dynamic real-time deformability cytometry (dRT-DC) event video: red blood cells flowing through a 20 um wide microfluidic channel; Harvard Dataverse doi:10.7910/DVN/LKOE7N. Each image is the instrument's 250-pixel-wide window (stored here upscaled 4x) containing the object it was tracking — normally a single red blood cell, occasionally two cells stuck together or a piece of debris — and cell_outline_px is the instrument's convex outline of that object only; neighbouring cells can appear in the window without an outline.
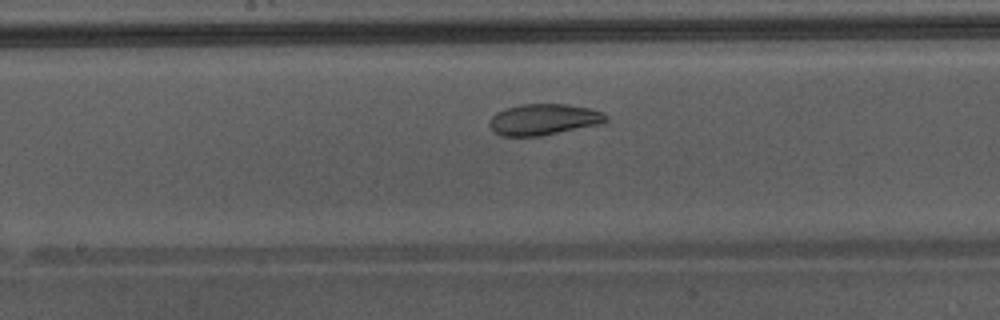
{"species": "Egyptian fruit bat (a non-hibernating species)", "species_latin": "Rousettus aegyptiacus", "temperature_condition": "warm", "stored_images_in_passage": 15, "camera_frame_rate_fps": 3000, "um_per_image_px": 0.085, "animal": {"sex": "male"}, "frame": {"image": 1, "passage_image": 11, "time_ms": 3.333, "image_size_px": [1000, 320], "cell_outline_px": [[608, 120], [604, 124], [540, 136], [500, 136], [488, 124], [488, 120], [496, 112], [504, 108], [524, 104], [568, 104], [588, 108], [600, 112], [608, 116]], "centroid_in_image_um": [46.22, 10.16], "position_along_channel_um": 202.0, "area_um2": 21.33}}